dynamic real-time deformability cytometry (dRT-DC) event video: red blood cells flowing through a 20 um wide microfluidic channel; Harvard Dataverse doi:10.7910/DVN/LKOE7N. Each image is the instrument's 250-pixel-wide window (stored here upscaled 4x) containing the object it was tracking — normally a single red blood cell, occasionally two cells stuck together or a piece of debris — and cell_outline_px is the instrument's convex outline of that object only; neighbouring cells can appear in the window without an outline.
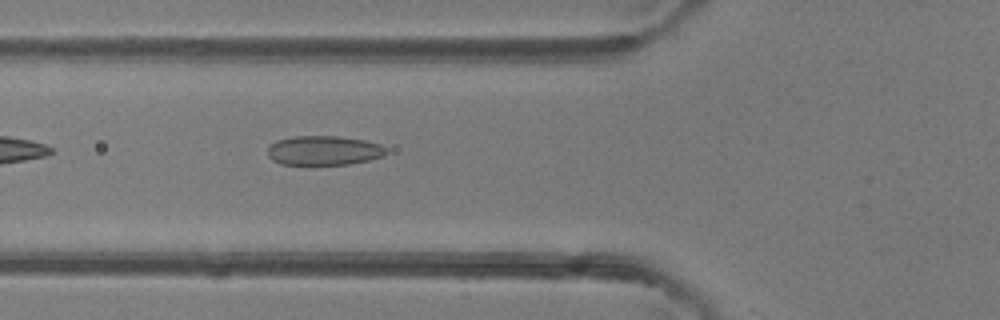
{"species": "common noctule bat (a hibernating species)", "species_latin": "Nyctalus noctula", "temperature_condition": "room temperature", "stored_images_in_passage": 5, "camera_frame_rate_fps": 3000, "um_per_image_px": 0.085, "animal": {"sex": "female"}, "frame": {"image": 1, "passage_image": 4, "time_ms": 1.0, "image_size_px": [1000, 320], "cell_outline_px": [[384, 152], [380, 156], [368, 160], [348, 164], [280, 164], [272, 160], [268, 156], [268, 148], [276, 140], [292, 136], [340, 136], [364, 140], [380, 144], [384, 148]], "centroid_in_image_um": [27.46, 12.78], "position_along_channel_um": 98.3, "area_um2": 20.06}}